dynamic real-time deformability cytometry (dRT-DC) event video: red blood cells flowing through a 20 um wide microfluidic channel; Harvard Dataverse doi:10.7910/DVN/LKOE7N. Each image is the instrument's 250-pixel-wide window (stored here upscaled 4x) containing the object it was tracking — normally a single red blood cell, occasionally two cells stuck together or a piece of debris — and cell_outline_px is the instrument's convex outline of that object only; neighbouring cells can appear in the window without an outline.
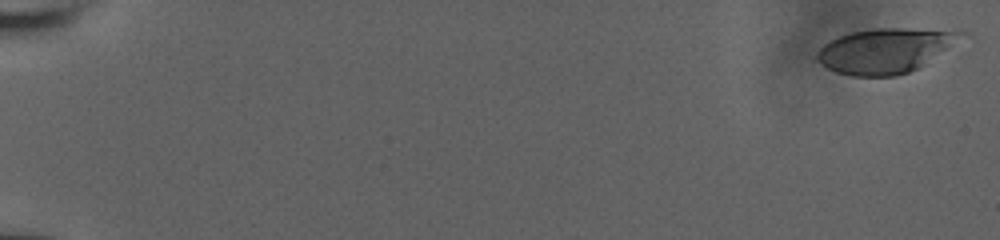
{"species": "human", "species_latin": "Homo sapiens", "temperature_condition": "room temperature", "stored_images_in_passage": 57, "camera_frame_rate_fps": 3000, "um_per_image_px": 0.085, "donor": {"sex": "male"}, "frame": {"image": 1, "passage_image": 1, "time_ms": 0.0, "image_size_px": [1000, 240], "cell_outline_px": [[968, 32], [920, 68], [896, 76], [852, 76], [836, 72], [828, 68], [816, 56], [820, 48], [824, 44], [840, 36], [852, 32], [876, 28], [904, 28]], "centroid_in_image_um": [75.23, 4.31], "position_along_channel_um": 9.8, "area_um2": 36.82}}
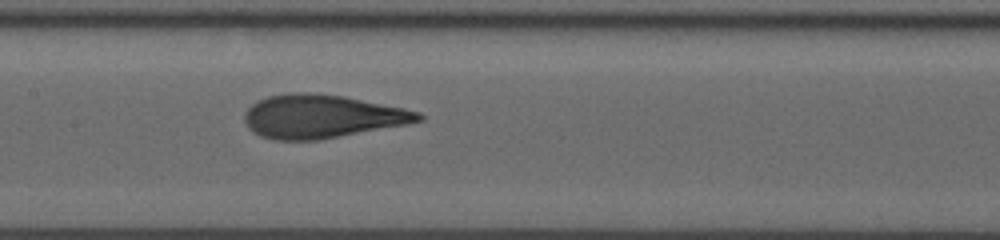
{"frame": {"image": 2, "passage_image": 31, "time_ms": 10.0, "image_size_px": [1000, 240], "cell_outline_px": [[424, 120], [408, 124], [320, 140], [272, 140], [260, 136], [248, 128], [244, 120], [244, 112], [252, 104], [268, 96], [288, 92], [312, 92], [344, 96], [404, 108], [420, 112], [424, 116]], "centroid_in_image_um": [27.35, 9.89], "position_along_channel_um": 180.0, "area_um2": 44.27}}
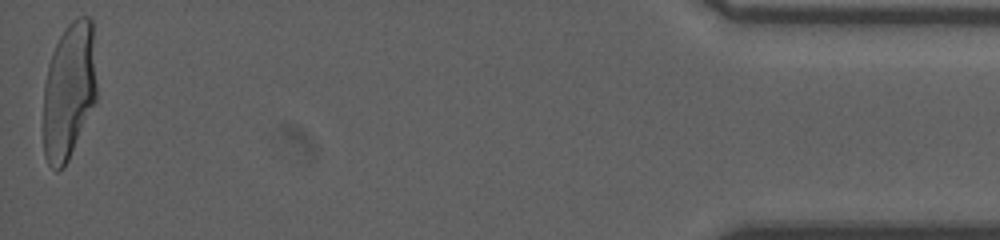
{"frame": {"image": 3, "passage_image": 57, "time_ms": 18.667, "image_size_px": [1000, 240], "cell_outline_px": [[96, 100], [68, 160], [64, 168], [56, 172], [48, 164], [44, 156], [44, 84], [48, 64], [52, 52], [64, 28], [72, 20], [80, 16], [88, 16], [92, 20], [96, 84]], "centroid_in_image_um": [5.85, 7.73], "position_along_channel_um": 429.3, "area_um2": 42.54}, "authors_computed_cell_mechanics": {"area_um2": 42.5408, "velocity_mm_per_s": 3.8202, "shape_relaxation_time_tau1_ms": 6.5165, "shape_relaxation_time_tau2_ms": null, "deformation_change_tau1": 0.2606, "deformation_change_tau2": null}}